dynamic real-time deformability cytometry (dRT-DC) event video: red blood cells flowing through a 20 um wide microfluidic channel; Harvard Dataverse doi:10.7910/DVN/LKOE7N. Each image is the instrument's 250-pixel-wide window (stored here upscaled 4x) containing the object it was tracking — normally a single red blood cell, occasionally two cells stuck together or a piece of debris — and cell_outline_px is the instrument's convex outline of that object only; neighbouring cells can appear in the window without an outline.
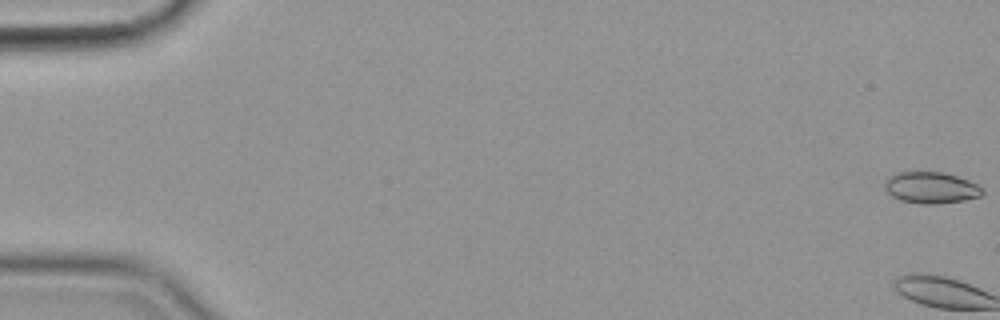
{"species": "common noctule bat (a hibernating species)", "species_latin": "Nyctalus noctula", "temperature_condition": "cold", "stored_images_in_passage": 59, "camera_frame_rate_fps": 3000, "um_per_image_px": 0.085, "animal": {"sex": "female", "body_mass_g": 19.9}, "frame": {"image": 1, "passage_image": 1, "time_ms": 0.0, "image_size_px": [1000, 320], "cell_outline_px": [[984, 192], [980, 196], [964, 200], [940, 204], [920, 204], [900, 200], [892, 196], [884, 188], [884, 180], [888, 176], [896, 172], [944, 172], [968, 180], [984, 188]], "centroid_in_image_um": [79.11, 15.95], "position_along_channel_um": 5.9, "area_um2": 18.09}}
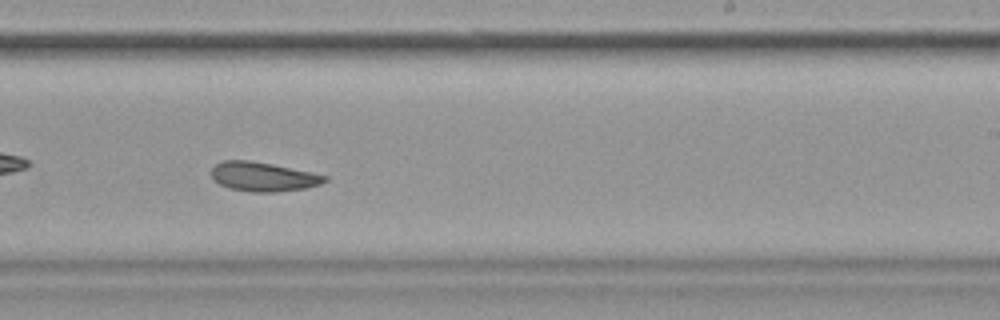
{"frame": {"image": 2, "passage_image": 38, "time_ms": 12.333, "image_size_px": [1000, 320], "cell_outline_px": [[328, 180], [320, 184], [304, 188], [276, 192], [252, 192], [228, 188], [212, 180], [212, 168], [216, 164], [224, 160], [248, 160], [272, 164], [328, 176]], "centroid_in_image_um": [22.34, 15.02], "position_along_channel_um": 266.7, "area_um2": 19.19}}
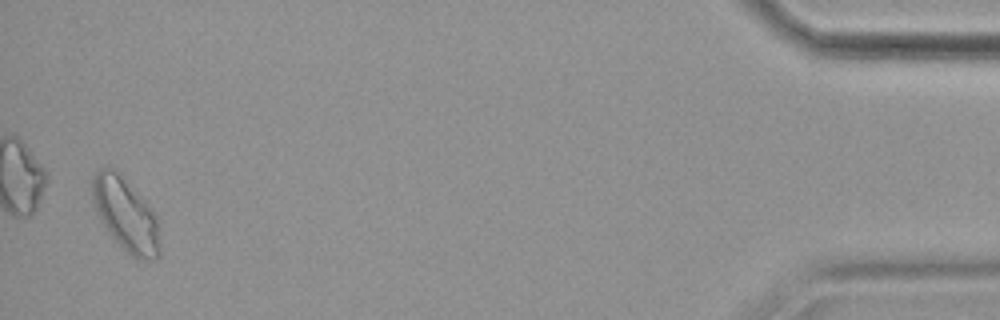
{"frame": {"image": 3, "passage_image": 58, "time_ms": 19.0, "image_size_px": [1000, 320], "cell_outline_px": [[160, 256], [156, 260], [136, 260], [108, 232], [100, 220], [96, 212], [92, 200], [92, 176], [100, 168], [116, 168], [144, 200], [152, 212], [156, 220], [160, 248]], "centroid_in_image_um": [10.66, 18.23], "position_along_channel_um": 424.5, "area_um2": 28.55}, "authors_computed_cell_mechanics": {"area_um2": 20.1722, "velocity_mm_per_s": 3.5432, "shape_relaxation_time_tau1_ms": null, "shape_relaxation_time_tau2_ms": 7.0049, "deformation_change_tau1": null, "deformation_change_tau2": 0.1397}}